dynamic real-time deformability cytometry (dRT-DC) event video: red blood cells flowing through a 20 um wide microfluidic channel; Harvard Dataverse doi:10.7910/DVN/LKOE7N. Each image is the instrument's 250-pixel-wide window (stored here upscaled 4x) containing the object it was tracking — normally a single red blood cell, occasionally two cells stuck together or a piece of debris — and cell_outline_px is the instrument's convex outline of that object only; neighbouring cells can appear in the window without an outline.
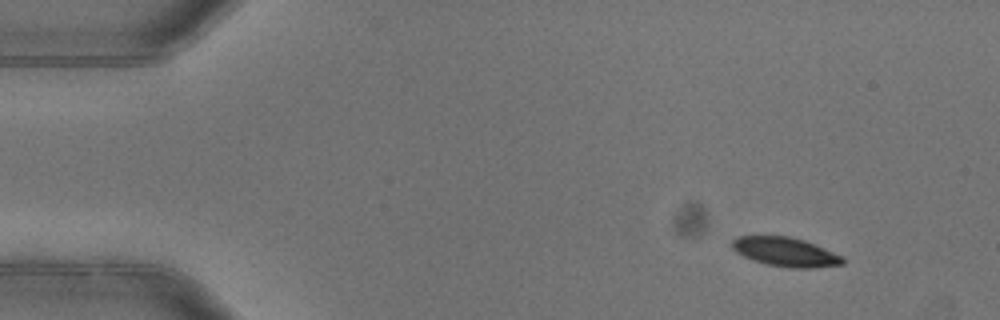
{"species": "common noctule bat (a hibernating species)", "species_latin": "Nyctalus noctula", "temperature_condition": "warm", "stored_images_in_passage": 6, "camera_frame_rate_fps": 3000, "um_per_image_px": 0.085, "animal": {"sex": "female"}, "frame": {"image": 1, "passage_image": 1, "time_ms": 0.0, "image_size_px": [1000, 320], "cell_outline_px": [[844, 264], [816, 268], [788, 268], [768, 264], [752, 260], [736, 252], [732, 248], [732, 240], [736, 236], [788, 236], [804, 240], [844, 256]], "centroid_in_image_um": [66.78, 21.42], "position_along_channel_um": 18.2, "area_um2": 18.84}}
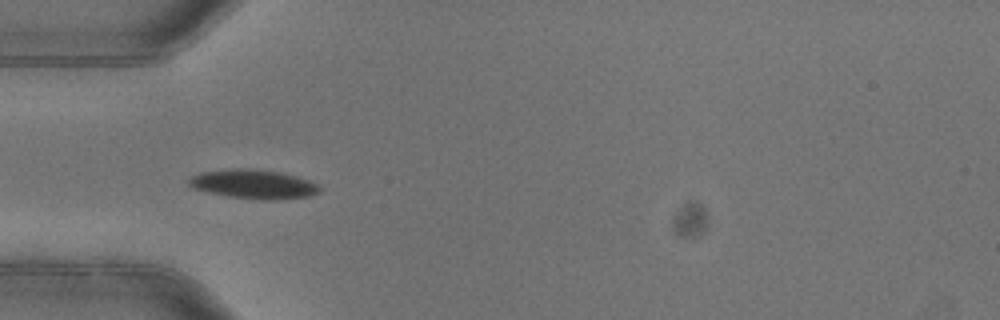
{"frame": {"image": 2, "passage_image": 4, "time_ms": 1.0, "image_size_px": [1000, 320], "cell_outline_px": [[320, 192], [308, 196], [276, 200], [264, 200], [228, 196], [208, 192], [192, 188], [188, 184], [188, 180], [192, 176], [200, 172], [232, 168], [248, 168], [280, 172], [296, 176], [308, 180], [316, 184], [320, 188]], "centroid_in_image_um": [21.52, 15.65], "position_along_channel_um": 63.5, "area_um2": 22.14}}